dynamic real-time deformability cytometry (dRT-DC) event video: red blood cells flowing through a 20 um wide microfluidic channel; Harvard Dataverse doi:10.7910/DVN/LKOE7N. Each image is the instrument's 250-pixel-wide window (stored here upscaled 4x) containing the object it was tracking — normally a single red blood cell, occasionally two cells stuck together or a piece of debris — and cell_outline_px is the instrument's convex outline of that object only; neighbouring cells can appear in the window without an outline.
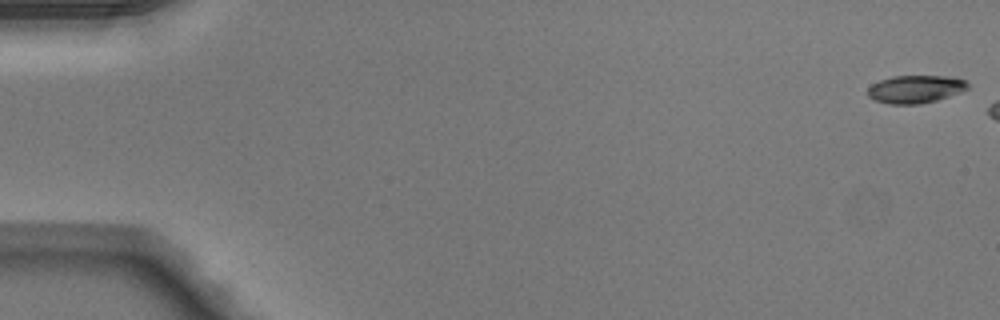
{"species": "Egyptian fruit bat (a non-hibernating species)", "species_latin": "Rousettus aegyptiacus", "temperature_condition": "warm", "stored_images_in_passage": 6, "camera_frame_rate_fps": 3000, "um_per_image_px": 0.085, "animal": {"sex": "male"}, "frame": {"image": 1, "passage_image": 1, "time_ms": 0.0, "image_size_px": [1000, 320], "cell_outline_px": [[968, 88], [960, 92], [936, 100], [920, 104], [888, 104], [876, 100], [868, 96], [868, 88], [872, 84], [880, 80], [892, 76], [948, 76], [964, 80], [968, 84]], "centroid_in_image_um": [77.79, 7.57], "position_along_channel_um": 7.2, "area_um2": 16.07}}